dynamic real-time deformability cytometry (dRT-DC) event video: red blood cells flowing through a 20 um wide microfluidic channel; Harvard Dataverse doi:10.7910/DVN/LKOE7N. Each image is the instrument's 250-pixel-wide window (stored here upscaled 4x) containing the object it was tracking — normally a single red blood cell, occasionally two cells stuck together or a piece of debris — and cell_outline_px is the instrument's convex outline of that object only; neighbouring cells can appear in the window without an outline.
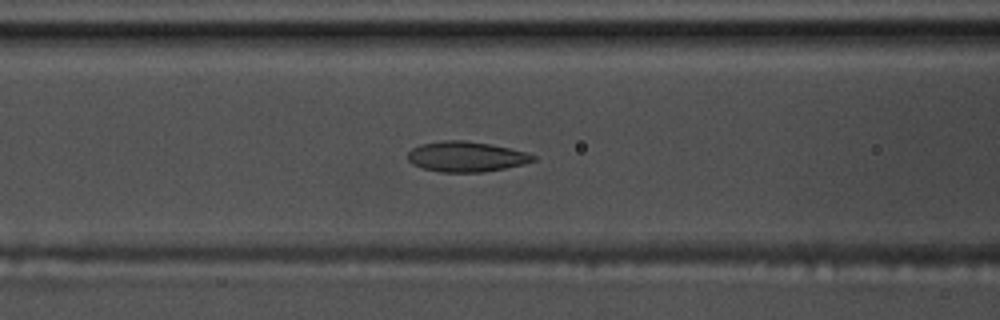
{"species": "common noctule bat (a hibernating species)", "species_latin": "Nyctalus noctula", "temperature_condition": "warm", "stored_images_in_passage": 58, "camera_frame_rate_fps": 3000, "um_per_image_px": 0.085, "animal": {"sex": "male", "body_mass_g": 17.5, "forearm_length_mm": 52.3}, "frame": {"image": 1, "passage_image": 24, "time_ms": 7.667, "image_size_px": [1000, 320], "cell_outline_px": [[536, 160], [524, 164], [504, 168], [480, 172], [440, 172], [424, 168], [412, 164], [408, 160], [408, 152], [412, 148], [420, 144], [444, 140], [464, 140], [488, 144], [528, 152], [536, 156]], "centroid_in_image_um": [39.62, 13.31], "position_along_channel_um": 127.0, "area_um2": 22.02}}
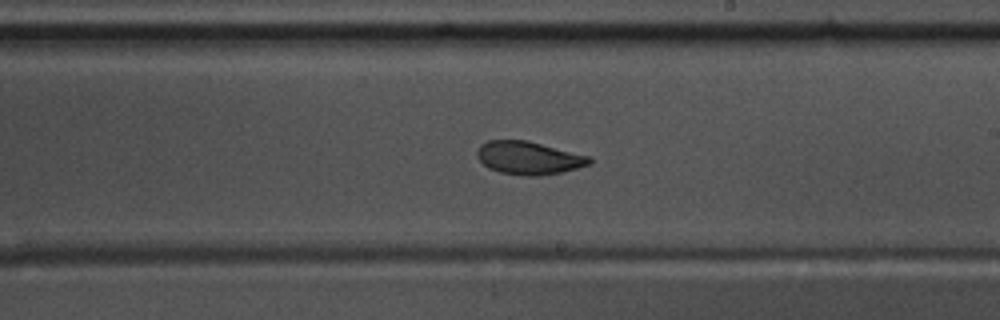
{"frame": {"image": 2, "passage_image": 34, "time_ms": 11.0, "image_size_px": [1000, 320], "cell_outline_px": [[592, 164], [560, 172], [540, 176], [528, 176], [500, 172], [488, 168], [476, 156], [476, 152], [480, 144], [488, 140], [528, 140], [592, 156]], "centroid_in_image_um": [44.96, 13.41], "position_along_channel_um": 244.0, "area_um2": 21.85}}
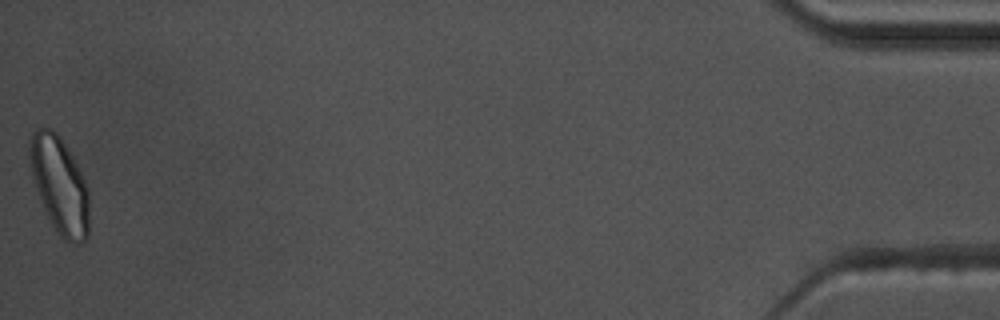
{"frame": {"image": 3, "passage_image": 58, "time_ms": 19.0, "image_size_px": [1000, 320], "cell_outline_px": [[88, 236], [80, 244], [72, 244], [64, 240], [60, 236], [52, 224], [40, 200], [36, 188], [32, 172], [28, 148], [28, 140], [32, 132], [36, 128], [52, 128], [60, 136], [72, 156], [88, 188]], "centroid_in_image_um": [5.05, 15.72], "position_along_channel_um": 430.1, "area_um2": 33.29}, "authors_computed_cell_mechanics": {"area_um2": 22.3686, "velocity_mm_per_s": 3.5347, "shape_relaxation_time_tau1_ms": 5.0626, "shape_relaxation_time_tau2_ms": 1.9405, "deformation_change_tau1": 0.1484, "deformation_change_tau2": 0.0581}}